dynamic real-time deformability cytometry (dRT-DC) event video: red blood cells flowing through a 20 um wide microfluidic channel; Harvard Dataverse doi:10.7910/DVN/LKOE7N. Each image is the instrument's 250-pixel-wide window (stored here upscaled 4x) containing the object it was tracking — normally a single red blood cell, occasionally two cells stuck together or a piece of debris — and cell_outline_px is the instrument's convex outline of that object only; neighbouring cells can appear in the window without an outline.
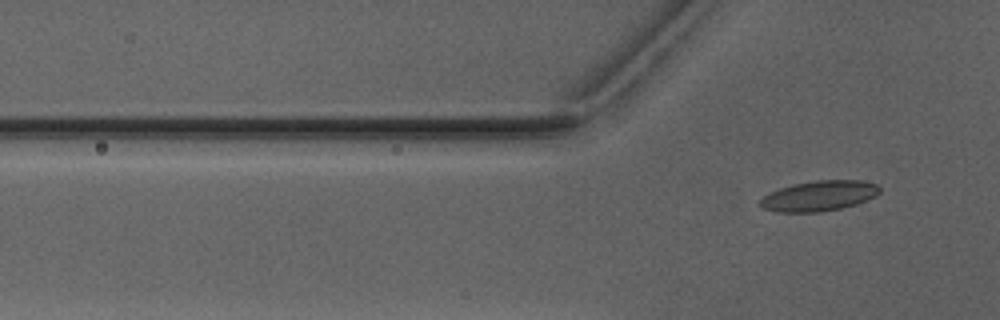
{"species": "Egyptian fruit bat (a non-hibernating species)", "species_latin": "Rousettus aegyptiacus", "temperature_condition": "warm", "stored_images_in_passage": 6, "segment_of_instrument_passage": [2, 2], "camera_frame_rate_fps": 3000, "um_per_image_px": 0.085, "animal": {"sex": "male"}, "frame": {"image": 1, "passage_image": 6, "time_ms": 8.0, "image_size_px": [1000, 320], "cell_outline_px": [[880, 192], [876, 196], [856, 204], [840, 208], [820, 212], [776, 212], [764, 208], [760, 204], [760, 200], [764, 196], [780, 188], [792, 184], [816, 180], [860, 180], [876, 184], [880, 188]], "centroid_in_image_um": [69.64, 16.64], "position_along_channel_um": 56.2, "area_um2": 20.98}}